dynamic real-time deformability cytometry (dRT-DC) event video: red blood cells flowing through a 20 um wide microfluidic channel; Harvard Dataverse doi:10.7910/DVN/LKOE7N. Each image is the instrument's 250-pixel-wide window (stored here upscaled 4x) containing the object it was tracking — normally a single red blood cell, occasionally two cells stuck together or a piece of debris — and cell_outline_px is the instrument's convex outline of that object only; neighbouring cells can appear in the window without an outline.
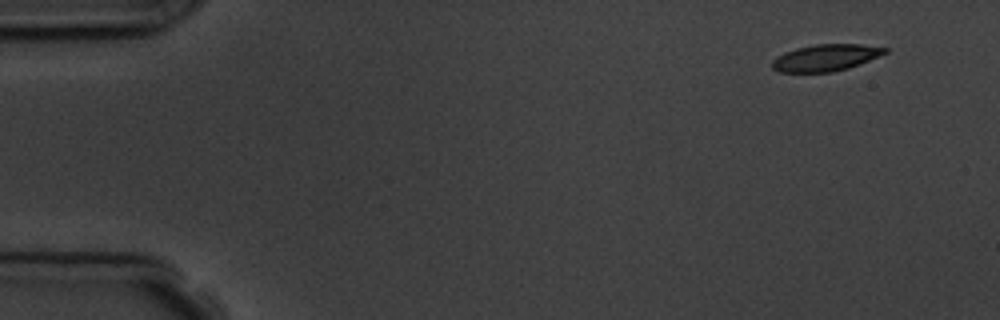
{"species": "common noctule bat (a hibernating species)", "species_latin": "Nyctalus noctula", "temperature_condition": "room temperature", "stored_images_in_passage": 7, "camera_frame_rate_fps": 3000, "um_per_image_px": 0.085, "animal": {"sex": "male", "body_mass_g": 19.5, "forearm_length_mm": 54.6}, "frame": {"image": 1, "passage_image": 1, "time_ms": 0.0, "image_size_px": [1000, 320], "cell_outline_px": [[888, 52], [848, 68], [832, 72], [780, 72], [772, 68], [772, 60], [776, 56], [784, 52], [796, 48], [816, 44], [860, 44], [888, 48]], "centroid_in_image_um": [70.15, 4.9], "position_along_channel_um": 14.9, "area_um2": 17.46}}
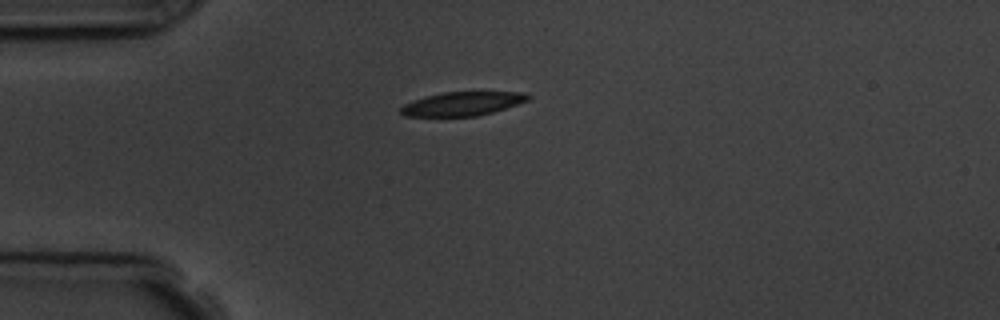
{"frame": {"image": 2, "passage_image": 4, "time_ms": 3.333, "image_size_px": [1000, 320], "cell_outline_px": [[532, 96], [528, 100], [492, 112], [476, 116], [404, 116], [400, 112], [400, 108], [404, 104], [412, 100], [444, 92], [524, 92]], "centroid_in_image_um": [39.29, 8.81], "position_along_channel_um": 45.7, "area_um2": 17.46}}